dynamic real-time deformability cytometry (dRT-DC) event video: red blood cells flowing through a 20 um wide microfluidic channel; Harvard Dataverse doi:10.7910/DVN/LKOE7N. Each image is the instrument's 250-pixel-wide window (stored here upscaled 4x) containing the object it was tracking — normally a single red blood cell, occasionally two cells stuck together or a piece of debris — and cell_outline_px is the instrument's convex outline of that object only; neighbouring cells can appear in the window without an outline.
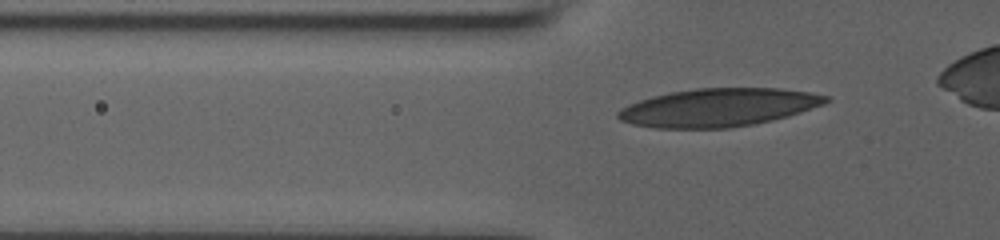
{"species": "human", "species_latin": "Homo sapiens", "temperature_condition": "room temperature", "stored_images_in_passage": 34, "camera_frame_rate_fps": 3000, "um_per_image_px": 0.085, "donor": {"sex": "male"}, "frame": {"image": 1, "passage_image": 5, "time_ms": 1.333, "image_size_px": [1000, 240], "cell_outline_px": [[832, 100], [824, 104], [788, 116], [772, 120], [752, 124], [728, 128], [656, 128], [632, 124], [620, 120], [616, 116], [616, 112], [620, 108], [628, 104], [652, 96], [672, 92], [696, 88], [780, 88], [808, 92], [828, 96]], "centroid_in_image_um": [61.04, 9.13], "position_along_channel_um": 64.8, "area_um2": 46.18}}
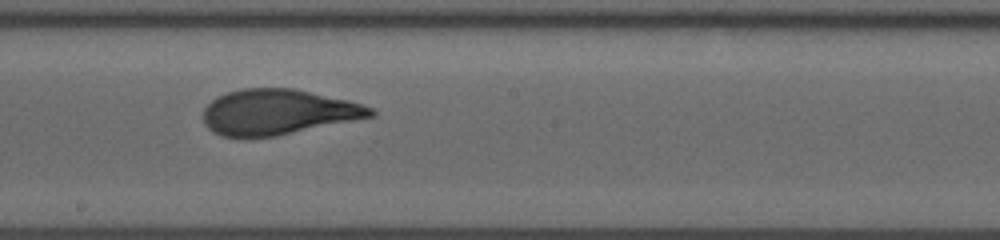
{"frame": {"image": 2, "passage_image": 18, "time_ms": 5.667, "image_size_px": [1000, 240], "cell_outline_px": [[376, 116], [276, 136], [220, 136], [212, 132], [204, 124], [204, 108], [216, 96], [228, 92], [244, 88], [292, 88], [348, 100], [372, 108], [376, 112]], "centroid_in_image_um": [23.62, 9.52], "position_along_channel_um": 224.6, "area_um2": 44.04}}
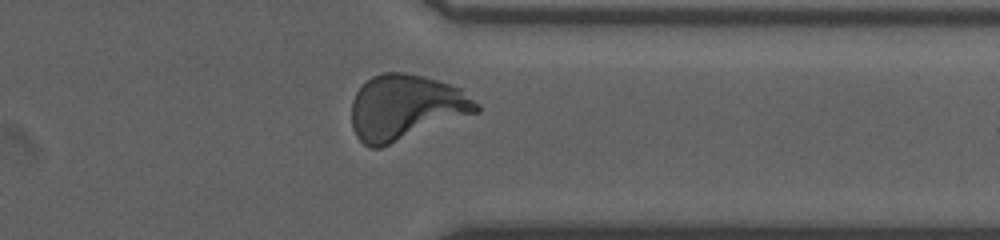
{"frame": {"image": 3, "passage_image": 30, "time_ms": 9.667, "image_size_px": [1000, 240], "cell_outline_px": [[480, 112], [380, 148], [372, 148], [364, 144], [356, 136], [352, 128], [352, 100], [356, 92], [372, 76], [384, 72], [404, 72], [424, 76], [460, 88], [480, 104]], "centroid_in_image_um": [34.5, 9.13], "position_along_channel_um": 376.9, "area_um2": 47.63}, "authors_computed_cell_mechanics": {"area_um2": 44.6505, "velocity_mm_per_s": 3.8434, "shape_relaxation_time_tau1_ms": 7.1662, "shape_relaxation_time_tau2_ms": null, "deformation_change_tau1": 0.2609, "deformation_change_tau2": null}}